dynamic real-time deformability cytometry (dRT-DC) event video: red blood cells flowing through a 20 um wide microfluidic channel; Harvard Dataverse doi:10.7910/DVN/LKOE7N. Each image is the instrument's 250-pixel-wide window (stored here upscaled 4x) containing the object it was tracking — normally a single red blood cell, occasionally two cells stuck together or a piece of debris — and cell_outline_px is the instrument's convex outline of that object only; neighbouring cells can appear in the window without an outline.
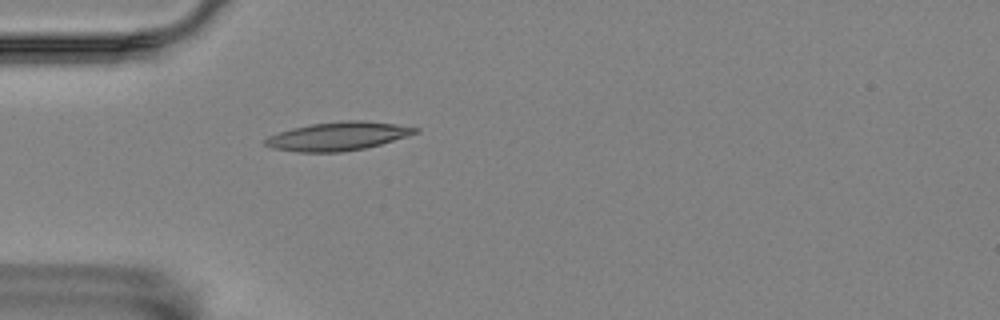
{"species": "Egyptian fruit bat (a non-hibernating species)", "species_latin": "Rousettus aegyptiacus", "temperature_condition": "room temperature", "stored_images_in_passage": 38, "camera_frame_rate_fps": 3000, "um_per_image_px": 0.085, "animal": {"sex": "female"}, "frame": {"image": 1, "passage_image": 3, "time_ms": 0.667, "image_size_px": [1000, 320], "cell_outline_px": [[420, 132], [408, 136], [380, 144], [364, 148], [340, 152], [296, 152], [272, 148], [264, 144], [264, 140], [268, 136], [292, 128], [312, 124], [344, 120], [364, 120], [396, 124], [420, 128]], "centroid_in_image_um": [28.74, 11.57], "position_along_channel_um": 56.3, "area_um2": 24.91}}
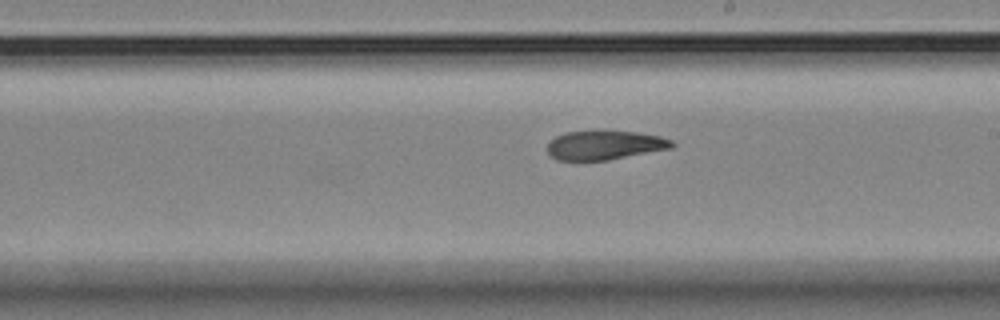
{"frame": {"image": 2, "passage_image": 19, "time_ms": 6.0, "image_size_px": [1000, 320], "cell_outline_px": [[676, 144], [672, 148], [608, 160], [556, 160], [548, 152], [548, 140], [564, 132], [604, 128], [636, 132], [660, 136], [672, 140]], "centroid_in_image_um": [51.39, 12.29], "position_along_channel_um": 237.6, "area_um2": 21.91}}
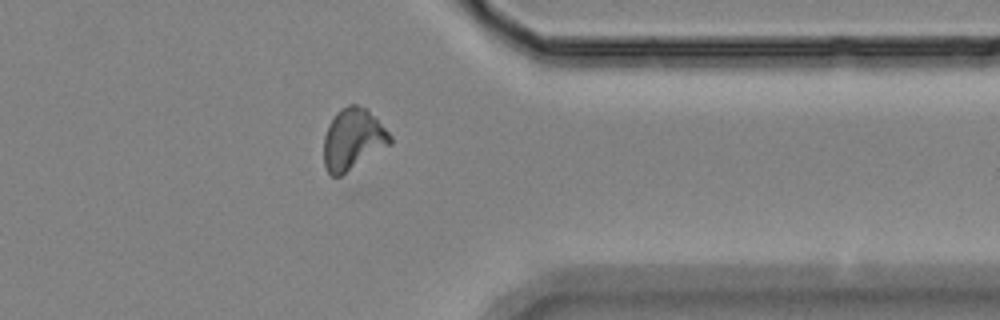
{"frame": {"image": 3, "passage_image": 32, "time_ms": 10.333, "image_size_px": [1000, 320], "cell_outline_px": [[392, 144], [340, 176], [332, 176], [328, 172], [324, 164], [324, 136], [328, 124], [336, 112], [340, 108], [348, 104], [356, 104], [364, 108], [392, 136]], "centroid_in_image_um": [29.97, 11.84], "position_along_channel_um": 381.4, "area_um2": 23.47}, "authors_computed_cell_mechanics": {"area_um2": 22.7732, "velocity_mm_per_s": 3.4914, "shape_relaxation_time_tau1_ms": null, "shape_relaxation_time_tau2_ms": 5.0741, "deformation_change_tau1": null, "deformation_change_tau2": 0.1261}}